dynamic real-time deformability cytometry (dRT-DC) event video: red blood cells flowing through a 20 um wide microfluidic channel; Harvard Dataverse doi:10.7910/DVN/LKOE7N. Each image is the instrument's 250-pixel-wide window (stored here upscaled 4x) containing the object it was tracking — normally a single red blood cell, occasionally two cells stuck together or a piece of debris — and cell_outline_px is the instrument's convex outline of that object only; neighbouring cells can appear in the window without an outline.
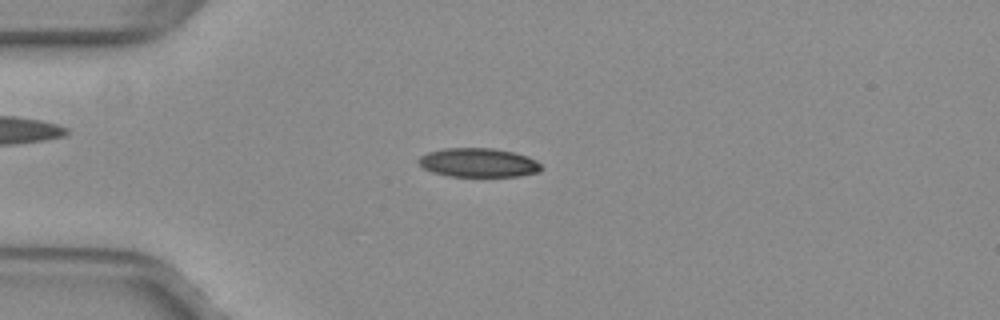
{"species": "common noctule bat (a hibernating species)", "species_latin": "Nyctalus noctula", "temperature_condition": "warm", "stored_images_in_passage": 51, "camera_frame_rate_fps": 3000, "um_per_image_px": 0.085, "animal": {"sex": "female", "body_mass_g": 29.2, "forearm_length_mm": 56.3}, "frame": {"image": 1, "passage_image": 13, "time_ms": 4.0, "image_size_px": [1000, 320], "cell_outline_px": [[544, 168], [540, 172], [520, 176], [448, 176], [432, 172], [424, 168], [416, 160], [420, 156], [428, 152], [444, 148], [492, 148], [512, 152], [528, 156], [536, 160]], "centroid_in_image_um": [40.68, 13.82], "position_along_channel_um": 44.3, "area_um2": 20.81}}
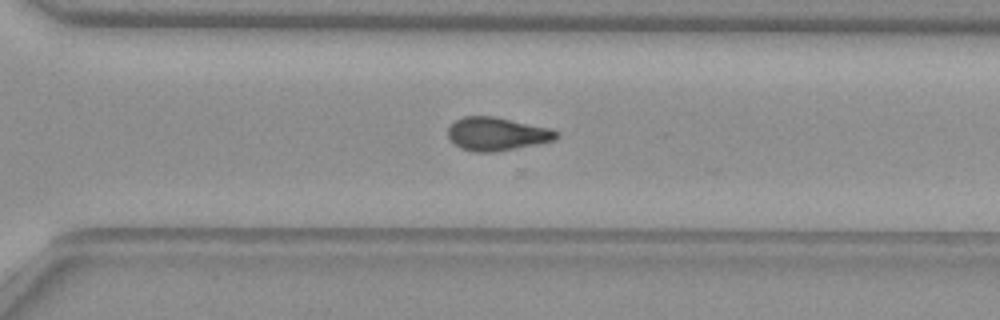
{"frame": {"image": 2, "passage_image": 36, "time_ms": 11.667, "image_size_px": [1000, 320], "cell_outline_px": [[560, 136], [556, 140], [540, 144], [496, 152], [472, 152], [460, 148], [448, 136], [448, 128], [456, 120], [464, 116], [496, 116], [552, 128], [560, 132]], "centroid_in_image_um": [42.31, 11.38], "position_along_channel_um": 328.3, "area_um2": 21.44}}
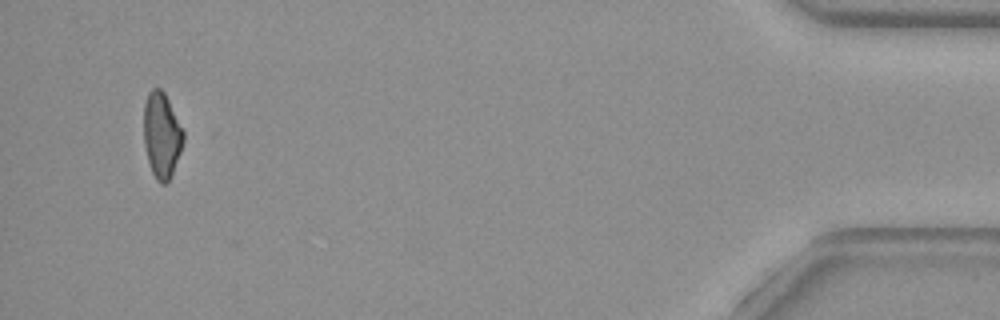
{"frame": {"image": 3, "passage_image": 49, "time_ms": 16.0, "image_size_px": [1000, 320], "cell_outline_px": [[184, 140], [172, 176], [164, 184], [160, 184], [156, 180], [152, 172], [148, 160], [144, 144], [144, 104], [148, 92], [152, 88], [160, 88], [164, 92], [184, 132]], "centroid_in_image_um": [13.74, 11.5], "position_along_channel_um": 421.5, "area_um2": 19.65}}